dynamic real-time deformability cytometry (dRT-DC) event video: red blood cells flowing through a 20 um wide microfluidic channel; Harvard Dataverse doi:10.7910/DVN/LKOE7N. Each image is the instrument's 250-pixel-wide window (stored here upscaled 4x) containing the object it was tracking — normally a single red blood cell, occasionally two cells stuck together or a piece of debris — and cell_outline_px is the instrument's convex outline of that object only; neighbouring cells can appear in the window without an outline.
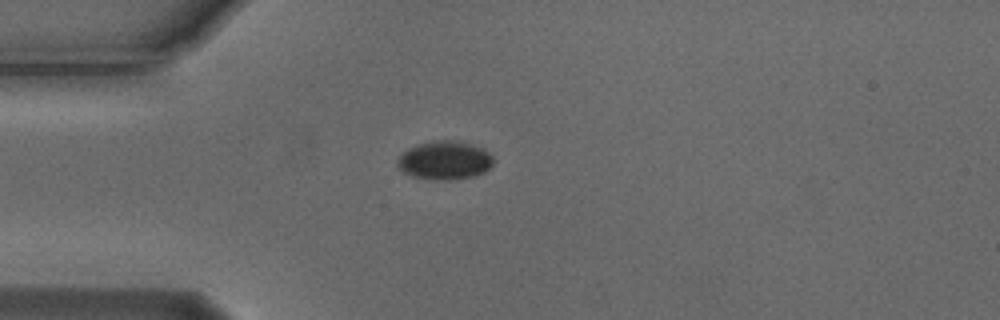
{"species": "Egyptian fruit bat (a non-hibernating species)", "species_latin": "Rousettus aegyptiacus", "temperature_condition": "cold", "stored_images_in_passage": 41, "camera_frame_rate_fps": 3000, "um_per_image_px": 0.085, "animal": {"sex": "male"}, "frame": {"image": 1, "passage_image": 1, "time_ms": 0.0, "image_size_px": [1000, 320], "cell_outline_px": [[492, 164], [484, 172], [472, 176], [444, 180], [440, 180], [412, 176], [396, 168], [396, 160], [408, 148], [432, 140], [452, 140], [484, 148], [492, 156]], "centroid_in_image_um": [37.76, 13.62], "position_along_channel_um": 47.2, "area_um2": 21.27}}
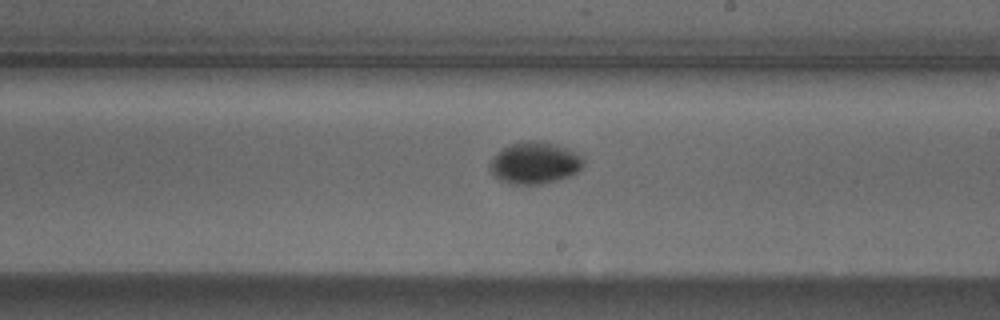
{"frame": {"image": 2, "passage_image": 18, "time_ms": 5.667, "image_size_px": [1000, 320], "cell_outline_px": [[584, 164], [576, 172], [560, 180], [540, 184], [512, 184], [500, 180], [492, 172], [492, 160], [504, 148], [512, 144], [524, 140], [536, 140], [556, 144], [568, 148], [580, 156], [584, 160]], "centroid_in_image_um": [45.5, 13.85], "position_along_channel_um": 243.5, "area_um2": 22.37}}
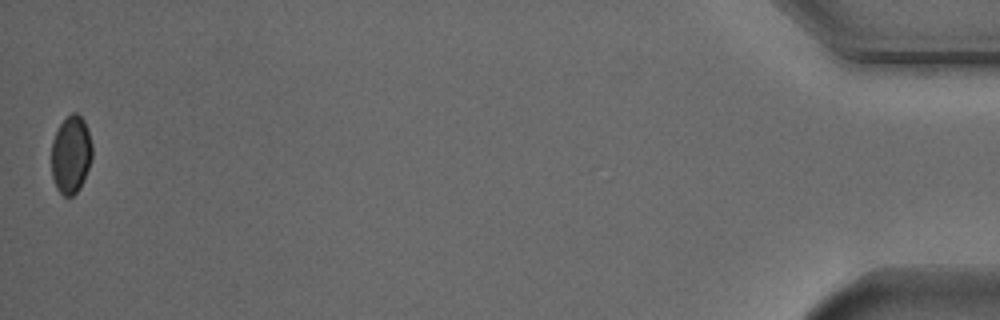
{"frame": {"image": 3, "passage_image": 41, "time_ms": 13.333, "image_size_px": [1000, 320], "cell_outline_px": [[92, 156], [88, 168], [80, 188], [72, 196], [64, 196], [56, 188], [52, 176], [52, 140], [60, 124], [72, 112], [76, 112], [84, 120], [92, 144]], "centroid_in_image_um": [6.03, 13.14], "position_along_channel_um": 429.2, "area_um2": 18.32}}